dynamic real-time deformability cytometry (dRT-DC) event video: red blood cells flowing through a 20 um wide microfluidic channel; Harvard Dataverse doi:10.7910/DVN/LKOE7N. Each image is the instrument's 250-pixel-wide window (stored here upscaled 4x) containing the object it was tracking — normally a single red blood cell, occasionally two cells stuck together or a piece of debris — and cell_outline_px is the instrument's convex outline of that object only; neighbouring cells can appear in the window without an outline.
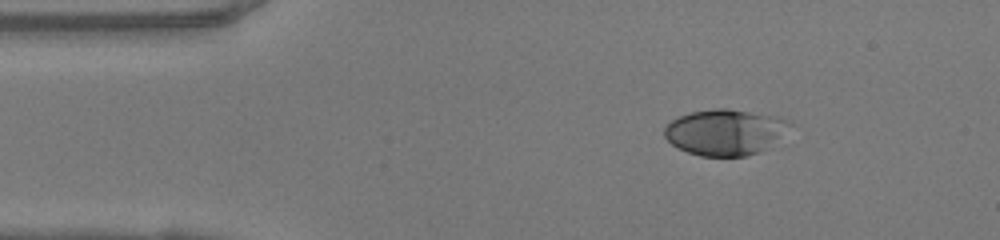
{"species": "human", "species_latin": "Homo sapiens", "temperature_condition": "warm", "stored_images_in_passage": 43, "camera_frame_rate_fps": 3000, "um_per_image_px": 0.085, "donor": {"sex": "female"}, "frame": {"image": 1, "passage_image": 1, "time_ms": 0.0, "image_size_px": [1000, 240], "cell_outline_px": [[796, 124], [760, 152], [744, 156], [700, 156], [688, 152], [672, 144], [664, 136], [664, 128], [676, 116], [692, 112], [712, 108], [728, 108], [780, 116], [792, 120]], "centroid_in_image_um": [61.68, 11.2], "position_along_channel_um": 23.3, "area_um2": 33.87}}
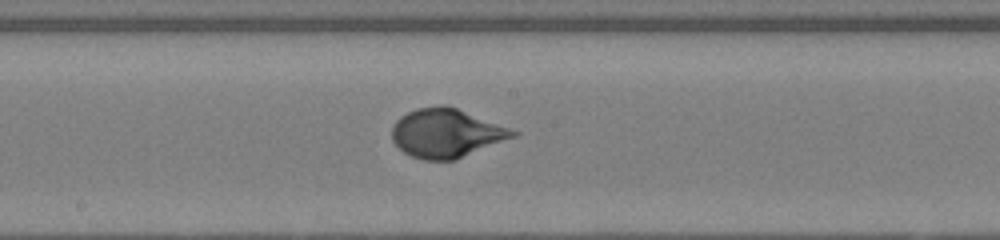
{"frame": {"image": 2, "passage_image": 19, "time_ms": 6.0, "image_size_px": [1000, 240], "cell_outline_px": [[520, 132], [516, 136], [456, 160], [424, 160], [412, 156], [404, 152], [392, 140], [392, 124], [400, 116], [416, 108], [440, 104], [444, 104], [456, 108]], "centroid_in_image_um": [37.91, 11.31], "position_along_channel_um": 210.3, "area_um2": 34.33}}
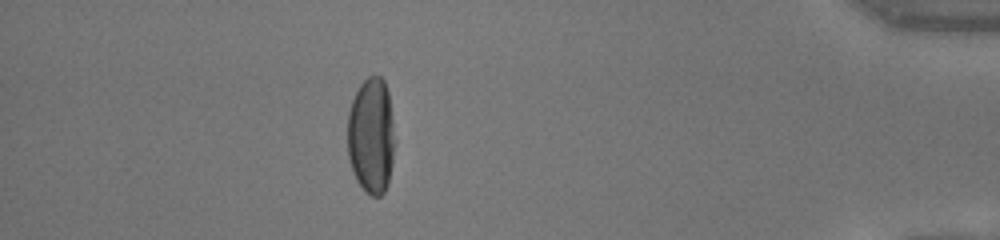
{"frame": {"image": 3, "passage_image": 37, "time_ms": 12.0, "image_size_px": [1000, 240], "cell_outline_px": [[396, 140], [392, 164], [388, 184], [384, 192], [380, 196], [372, 196], [364, 192], [356, 180], [348, 156], [348, 112], [352, 100], [360, 84], [368, 76], [380, 76], [384, 80], [388, 92]], "centroid_in_image_um": [31.57, 11.56], "position_along_channel_um": 403.6, "area_um2": 32.43}, "authors_computed_cell_mechanics": {"area_um2": 33.0616, "velocity_mm_per_s": 4.1354, "shape_relaxation_time_tau1_ms": 3.7286, "shape_relaxation_time_tau2_ms": null, "deformation_change_tau1": 0.2167, "deformation_change_tau2": null}}